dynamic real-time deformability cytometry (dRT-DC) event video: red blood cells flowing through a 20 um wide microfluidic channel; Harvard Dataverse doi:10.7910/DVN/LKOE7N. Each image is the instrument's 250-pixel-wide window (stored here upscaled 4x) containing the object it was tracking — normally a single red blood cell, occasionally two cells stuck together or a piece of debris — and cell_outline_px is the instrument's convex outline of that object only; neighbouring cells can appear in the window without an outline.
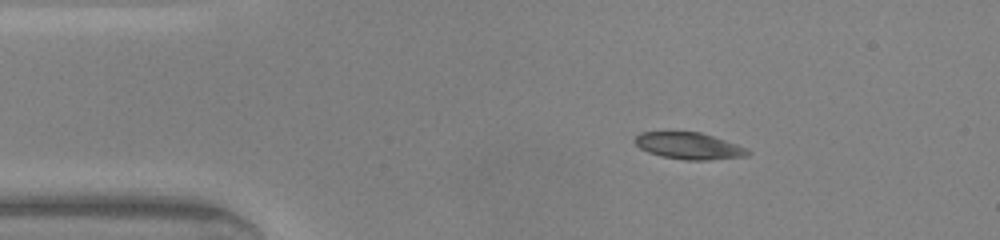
{"species": "common noctule bat (a hibernating species)", "species_latin": "Nyctalus noctula", "temperature_condition": "warm", "stored_images_in_passage": 40, "camera_frame_rate_fps": 3000, "um_per_image_px": 0.085, "animal": {"sex": "male", "body_mass_g": 20.0, "forearm_length_mm": 53.3}, "frame": {"image": 1, "passage_image": 1, "time_ms": 0.0, "image_size_px": [1000, 240], "cell_outline_px": [[752, 152], [748, 156], [708, 160], [684, 160], [660, 156], [648, 152], [640, 148], [632, 140], [640, 132], [700, 132], [748, 148]], "centroid_in_image_um": [58.56, 12.41], "position_along_channel_um": 26.4, "area_um2": 17.63}}
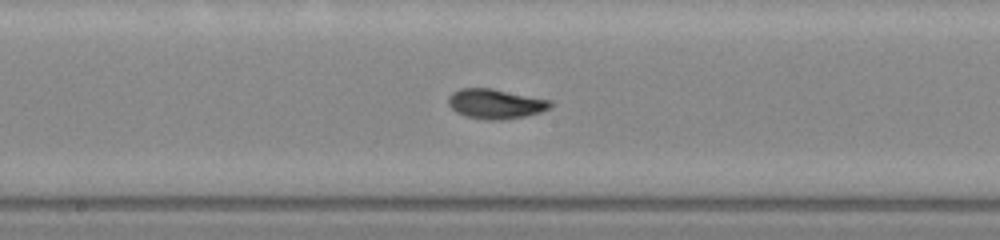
{"frame": {"image": 2, "passage_image": 17, "time_ms": 5.333, "image_size_px": [1000, 240], "cell_outline_px": [[552, 104], [548, 108], [540, 112], [524, 116], [500, 120], [488, 120], [464, 116], [456, 112], [448, 104], [448, 96], [452, 92], [460, 88], [492, 88], [552, 100]], "centroid_in_image_um": [42.09, 8.82], "position_along_channel_um": 206.1, "area_um2": 17.74}}
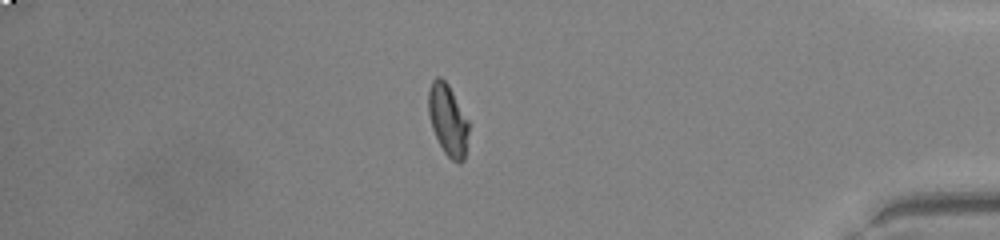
{"frame": {"image": 3, "passage_image": 33, "time_ms": 10.667, "image_size_px": [1000, 240], "cell_outline_px": [[468, 132], [464, 160], [460, 164], [452, 160], [444, 152], [432, 128], [428, 112], [428, 92], [432, 80], [436, 76], [440, 76], [448, 84], [468, 120]], "centroid_in_image_um": [38.06, 10.18], "position_along_channel_um": 397.1, "area_um2": 16.59}, "authors_computed_cell_mechanics": {"area_um2": 17.1955, "velocity_mm_per_s": 4.3359, "shape_relaxation_time_tau1_ms": 4.9171, "shape_relaxation_time_tau2_ms": 1.6237, "deformation_change_tau1": 0.1766, "deformation_change_tau2": 0.0676}}